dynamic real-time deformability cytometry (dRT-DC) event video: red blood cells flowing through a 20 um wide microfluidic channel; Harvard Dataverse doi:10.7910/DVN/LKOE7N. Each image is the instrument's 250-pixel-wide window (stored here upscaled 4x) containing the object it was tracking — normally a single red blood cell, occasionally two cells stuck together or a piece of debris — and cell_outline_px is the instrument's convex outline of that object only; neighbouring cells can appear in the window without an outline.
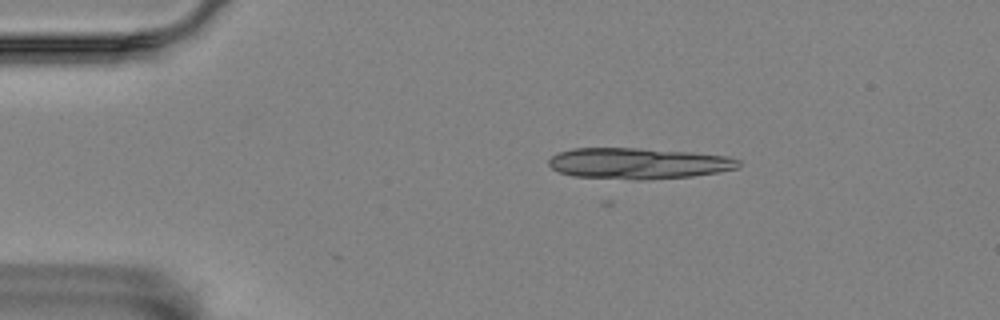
{"species": "Egyptian fruit bat (a non-hibernating species)", "species_latin": "Rousettus aegyptiacus", "temperature_condition": "room temperature", "stored_images_in_passage": 6, "camera_frame_rate_fps": 3000, "um_per_image_px": 0.085, "animal": {"sex": "female"}, "frame": {"image": 1, "passage_image": 4, "time_ms": 1.0, "image_size_px": [1000, 320], "cell_outline_px": [[740, 168], [720, 172], [692, 176], [644, 180], [636, 180], [572, 176], [560, 172], [552, 168], [548, 164], [548, 160], [552, 156], [560, 152], [572, 148], [636, 148], [692, 152], [728, 156], [740, 160]], "centroid_in_image_um": [54.29, 13.89], "position_along_channel_um": 30.7, "area_um2": 34.56}}